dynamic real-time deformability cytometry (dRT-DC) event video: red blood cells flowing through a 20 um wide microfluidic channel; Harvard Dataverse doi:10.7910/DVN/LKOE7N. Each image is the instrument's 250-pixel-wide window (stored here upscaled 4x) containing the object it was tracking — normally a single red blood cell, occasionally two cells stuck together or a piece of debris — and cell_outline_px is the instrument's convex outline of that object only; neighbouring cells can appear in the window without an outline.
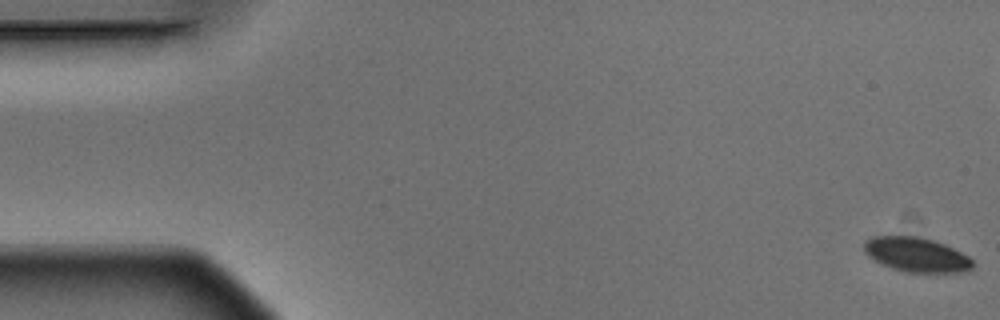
{"species": "Egyptian fruit bat (a non-hibernating species)", "species_latin": "Rousettus aegyptiacus", "temperature_condition": "warm", "stored_images_in_passage": 6, "camera_frame_rate_fps": 3000, "um_per_image_px": 0.085, "animal": {"sex": "male"}, "frame": {"image": 1, "passage_image": 1, "time_ms": 0.0, "image_size_px": [1000, 320], "cell_outline_px": [[972, 268], [964, 272], [908, 272], [892, 268], [868, 256], [864, 252], [864, 240], [872, 236], [916, 236], [932, 240], [944, 244], [968, 256], [972, 260]], "centroid_in_image_um": [77.87, 21.64], "position_along_channel_um": 7.1, "area_um2": 21.56}}